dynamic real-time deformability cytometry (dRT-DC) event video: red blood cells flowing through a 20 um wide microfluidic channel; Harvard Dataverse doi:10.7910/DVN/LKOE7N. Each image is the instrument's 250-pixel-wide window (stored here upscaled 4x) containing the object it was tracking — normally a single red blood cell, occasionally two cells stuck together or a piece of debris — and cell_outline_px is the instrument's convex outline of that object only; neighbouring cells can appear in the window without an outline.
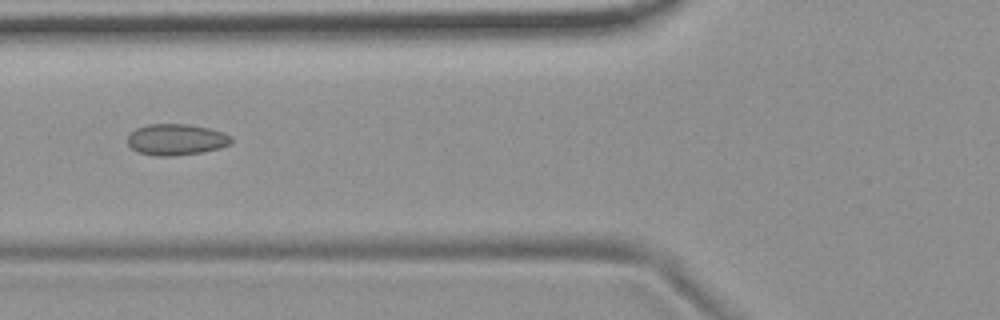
{"species": "common noctule bat (a hibernating species)", "species_latin": "Nyctalus noctula", "temperature_condition": "room temperature", "stored_images_in_passage": 54, "camera_frame_rate_fps": 3000, "um_per_image_px": 0.085, "animal": {"sex": "female", "body_mass_g": 19.9}, "frame": {"image": 1, "passage_image": 21, "time_ms": 6.667, "image_size_px": [1000, 320], "cell_outline_px": [[232, 144], [220, 148], [200, 152], [176, 156], [156, 156], [140, 152], [132, 148], [128, 144], [128, 136], [136, 128], [148, 124], [188, 124], [208, 128], [224, 132], [232, 136]], "centroid_in_image_um": [15.01, 11.86], "position_along_channel_um": 110.8, "area_um2": 18.9}}
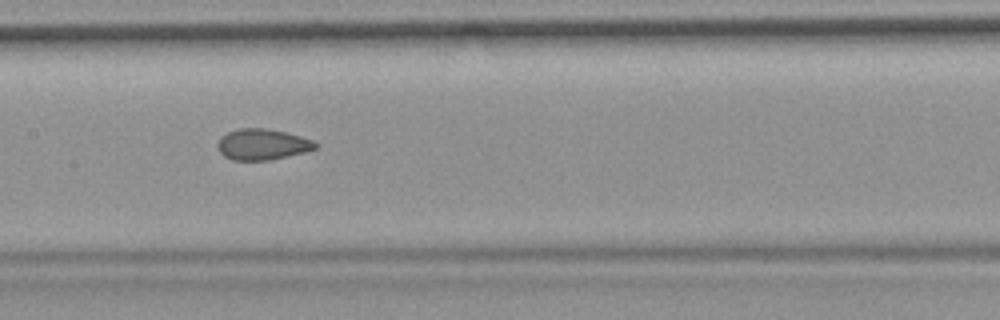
{"frame": {"image": 2, "passage_image": 27, "time_ms": 8.667, "image_size_px": [1000, 320], "cell_outline_px": [[320, 144], [316, 148], [308, 152], [268, 160], [232, 160], [224, 156], [216, 148], [216, 144], [220, 136], [228, 132], [240, 128], [264, 128], [284, 132], [300, 136], [312, 140]], "centroid_in_image_um": [22.29, 12.28], "position_along_channel_um": 185.1, "area_um2": 17.8}}
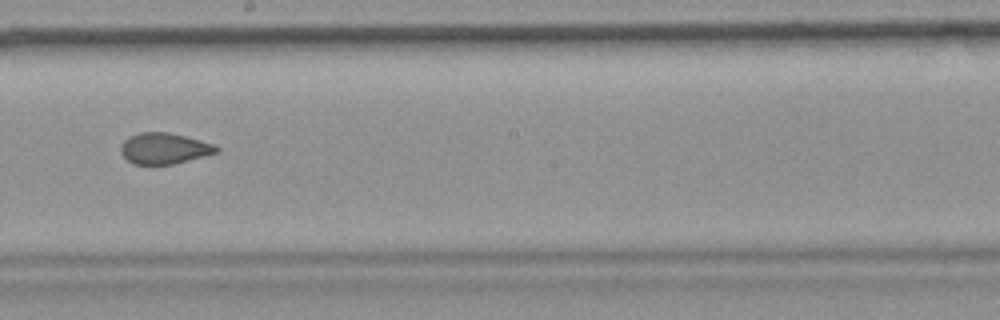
{"frame": {"image": 3, "passage_image": 31, "time_ms": 10.0, "image_size_px": [1000, 320], "cell_outline_px": [[220, 152], [172, 164], [132, 164], [120, 152], [120, 144], [128, 136], [140, 132], [168, 132], [200, 140], [212, 144], [220, 148]], "centroid_in_image_um": [13.93, 12.61], "position_along_channel_um": 234.3, "area_um2": 17.28}, "authors_computed_cell_mechanics": {"area_um2": 18.5538, "velocity_mm_per_s": 3.7085, "shape_relaxation_time_tau1_ms": null, "shape_relaxation_time_tau2_ms": 1.492, "deformation_change_tau1": null, "deformation_change_tau2": 0.069}}